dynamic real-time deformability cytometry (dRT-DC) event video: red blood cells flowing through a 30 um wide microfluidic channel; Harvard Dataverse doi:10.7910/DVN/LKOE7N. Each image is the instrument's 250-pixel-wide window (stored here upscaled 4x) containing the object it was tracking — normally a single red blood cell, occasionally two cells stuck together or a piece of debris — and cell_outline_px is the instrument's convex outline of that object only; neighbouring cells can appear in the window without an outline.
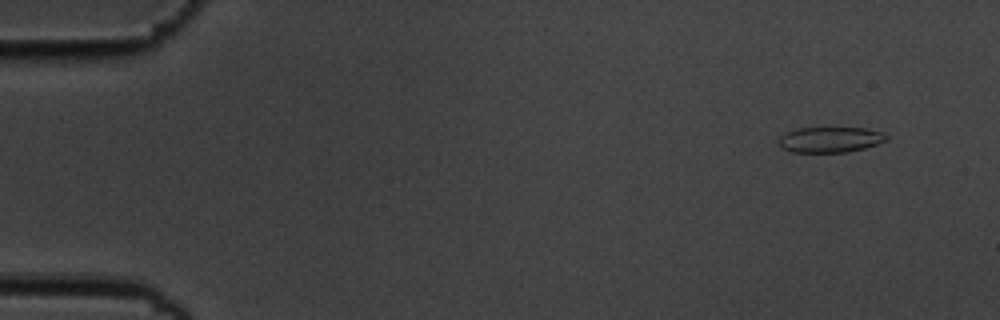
{"species": "common noctule bat (a hibernating species)", "species_latin": "Nyctalus noctula", "temperature_condition": "cold", "stored_images_in_passage": 7, "camera_frame_rate_fps": 3000, "um_per_image_px": 0.085, "animal": {"sex": "male", "body_mass_g": 19.5, "forearm_length_mm": 54.6}, "frame": {"image": 1, "passage_image": 1, "time_ms": 0.0, "image_size_px": [1000, 320], "cell_outline_px": [[888, 140], [864, 148], [848, 152], [792, 152], [784, 148], [780, 144], [780, 136], [784, 132], [796, 128], [868, 128], [880, 132], [888, 136]], "centroid_in_image_um": [70.57, 11.86], "position_along_channel_um": 14.4, "area_um2": 15.95}}
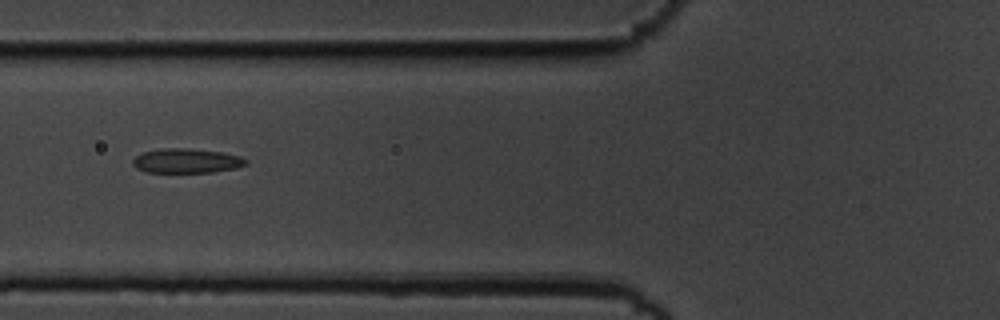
{"frame": {"image": 2, "passage_image": 6, "time_ms": 1.667, "image_size_px": [1000, 320], "cell_outline_px": [[248, 164], [236, 168], [212, 172], [148, 172], [136, 168], [132, 164], [132, 160], [136, 156], [144, 152], [160, 148], [188, 148], [224, 152], [240, 156], [248, 160]], "centroid_in_image_um": [15.88, 13.66], "position_along_channel_um": 109.9, "area_um2": 16.24}}
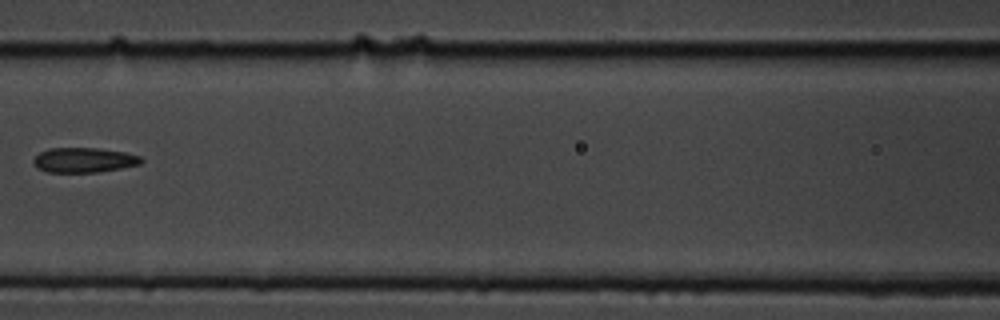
{"frame": {"image": 3, "passage_image": 7, "time_ms": 2.0, "image_size_px": [1000, 320], "cell_outline_px": [[144, 160], [140, 164], [120, 168], [96, 172], [48, 172], [36, 168], [32, 160], [40, 152], [48, 148], [100, 148], [124, 152], [140, 156]], "centroid_in_image_um": [7.11, 13.6], "position_along_channel_um": 159.5, "area_um2": 15.61}}